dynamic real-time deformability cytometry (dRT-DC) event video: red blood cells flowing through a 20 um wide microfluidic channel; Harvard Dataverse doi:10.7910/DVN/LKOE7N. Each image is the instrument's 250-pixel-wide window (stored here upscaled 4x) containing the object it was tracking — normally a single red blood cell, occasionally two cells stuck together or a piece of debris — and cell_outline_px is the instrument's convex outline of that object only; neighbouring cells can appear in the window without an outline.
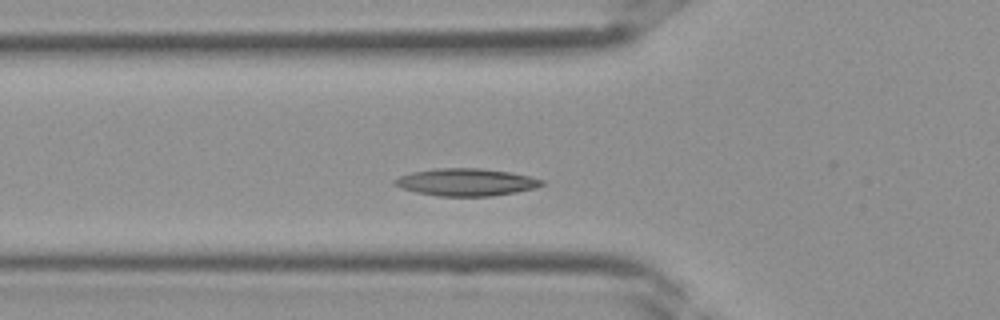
{"species": "Egyptian fruit bat (a non-hibernating species)", "species_latin": "Rousettus aegyptiacus", "temperature_condition": "room temperature", "stored_images_in_passage": 35, "camera_frame_rate_fps": 3000, "um_per_image_px": 0.085, "frame": {"image": 1, "passage_image": 9, "time_ms": 2.667, "image_size_px": [1000, 320], "cell_outline_px": [[544, 184], [536, 188], [516, 192], [492, 196], [440, 196], [416, 192], [392, 184], [392, 180], [400, 176], [412, 172], [436, 168], [480, 168], [508, 172], [528, 176], [544, 180]], "centroid_in_image_um": [39.62, 15.48], "position_along_channel_um": 86.2, "area_um2": 23.35}}
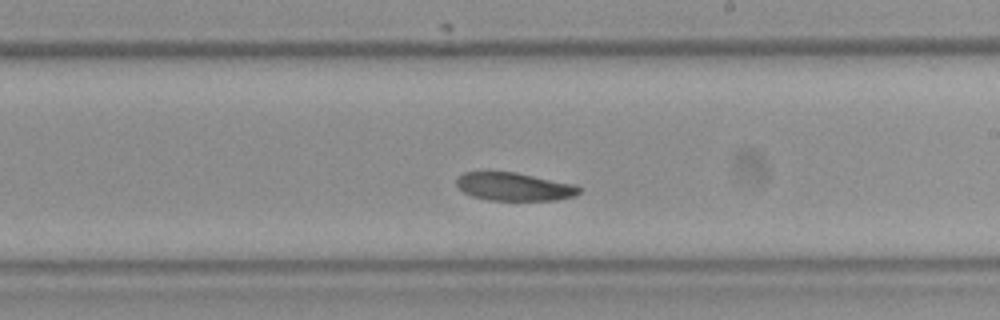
{"frame": {"image": 2, "passage_image": 18, "time_ms": 5.667, "image_size_px": [1000, 320], "cell_outline_px": [[584, 188], [580, 192], [572, 196], [556, 200], [488, 200], [472, 196], [464, 192], [456, 184], [456, 180], [464, 172], [516, 172], [576, 184]], "centroid_in_image_um": [43.75, 15.86], "position_along_channel_um": 245.3, "area_um2": 20.11}}
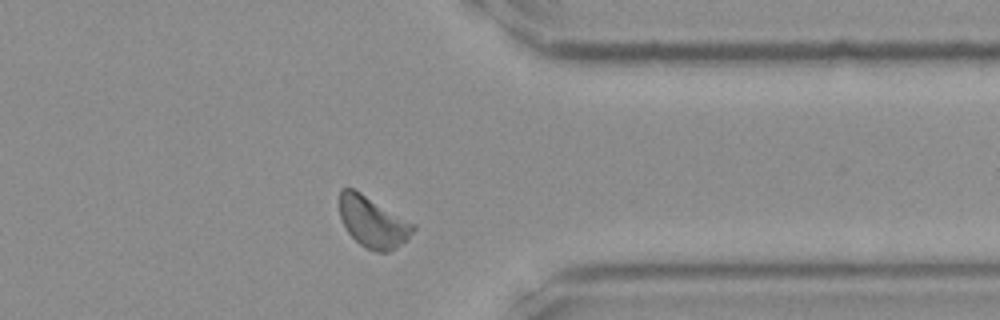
{"frame": {"image": 3, "passage_image": 26, "time_ms": 8.333, "image_size_px": [1000, 320], "cell_outline_px": [[416, 228], [408, 240], [388, 252], [376, 252], [364, 248], [348, 232], [340, 216], [340, 188], [352, 188], [360, 192], [416, 224]], "centroid_in_image_um": [31.72, 18.89], "position_along_channel_um": 379.7, "area_um2": 21.85}}